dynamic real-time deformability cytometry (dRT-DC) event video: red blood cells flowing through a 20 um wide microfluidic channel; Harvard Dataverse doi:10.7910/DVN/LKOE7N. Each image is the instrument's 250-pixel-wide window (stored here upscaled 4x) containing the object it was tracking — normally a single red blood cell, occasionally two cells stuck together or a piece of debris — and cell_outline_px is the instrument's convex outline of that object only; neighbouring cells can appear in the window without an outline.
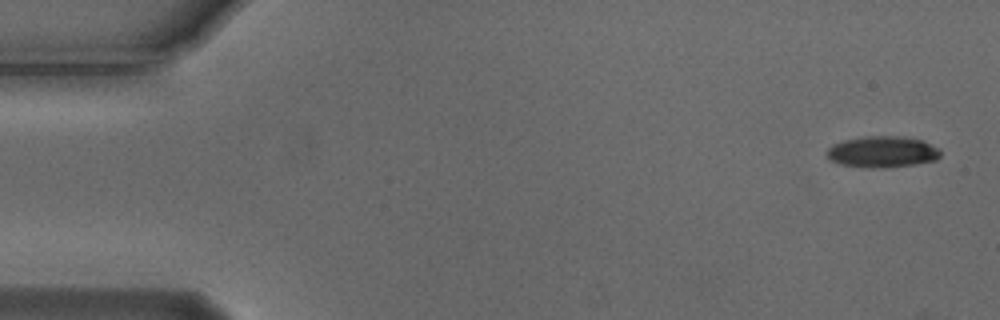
{"species": "Egyptian fruit bat (a non-hibernating species)", "species_latin": "Rousettus aegyptiacus", "temperature_condition": "cold", "stored_images_in_passage": 6, "camera_frame_rate_fps": 3000, "um_per_image_px": 0.085, "animal": {"sex": "male"}, "frame": {"image": 1, "passage_image": 1, "time_ms": 0.0, "image_size_px": [1000, 320], "cell_outline_px": [[940, 156], [936, 160], [916, 164], [884, 168], [868, 168], [840, 164], [828, 160], [828, 148], [832, 144], [844, 140], [864, 136], [896, 136], [920, 140], [940, 148]], "centroid_in_image_um": [74.99, 12.92], "position_along_channel_um": 10.0, "area_um2": 20.75}}